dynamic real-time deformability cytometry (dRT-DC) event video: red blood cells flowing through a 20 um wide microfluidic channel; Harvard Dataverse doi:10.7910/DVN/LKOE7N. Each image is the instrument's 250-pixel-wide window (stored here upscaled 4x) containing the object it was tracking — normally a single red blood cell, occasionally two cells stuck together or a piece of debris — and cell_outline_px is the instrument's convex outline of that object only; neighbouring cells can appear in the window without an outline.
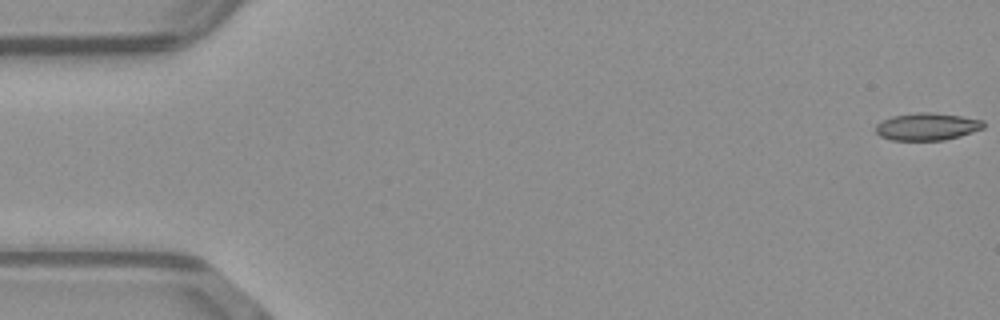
{"species": "common noctule bat (a hibernating species)", "species_latin": "Nyctalus noctula", "temperature_condition": "warm", "stored_images_in_passage": 51, "camera_frame_rate_fps": 3000, "um_per_image_px": 0.085, "animal": {"sex": "male", "body_mass_g": 23.1, "forearm_length_mm": 52.7}, "frame": {"image": 1, "passage_image": 1, "time_ms": 0.0, "image_size_px": [1000, 320], "cell_outline_px": [[984, 128], [960, 136], [944, 140], [892, 140], [880, 136], [876, 132], [876, 124], [892, 116], [916, 112], [928, 112], [960, 116], [984, 120]], "centroid_in_image_um": [78.8, 10.76], "position_along_channel_um": 6.2, "area_um2": 17.11}}
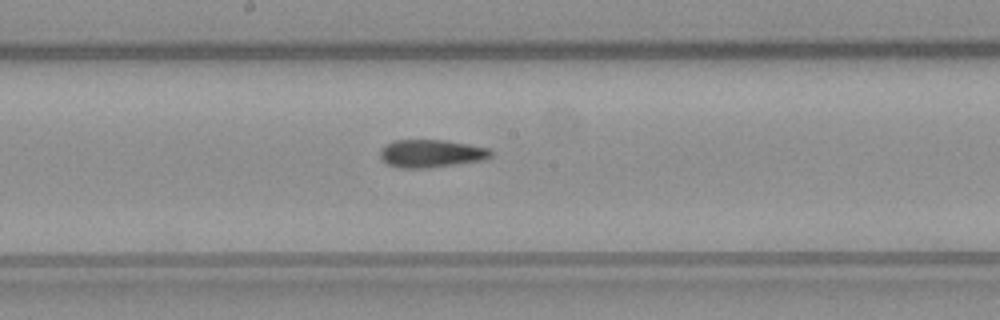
{"frame": {"image": 2, "passage_image": 27, "time_ms": 8.667, "image_size_px": [1000, 320], "cell_outline_px": [[492, 156], [480, 160], [428, 168], [400, 168], [388, 164], [380, 156], [380, 148], [396, 140], [444, 140], [468, 144], [488, 148], [492, 152]], "centroid_in_image_um": [36.63, 13.04], "position_along_channel_um": 211.6, "area_um2": 17.69}}
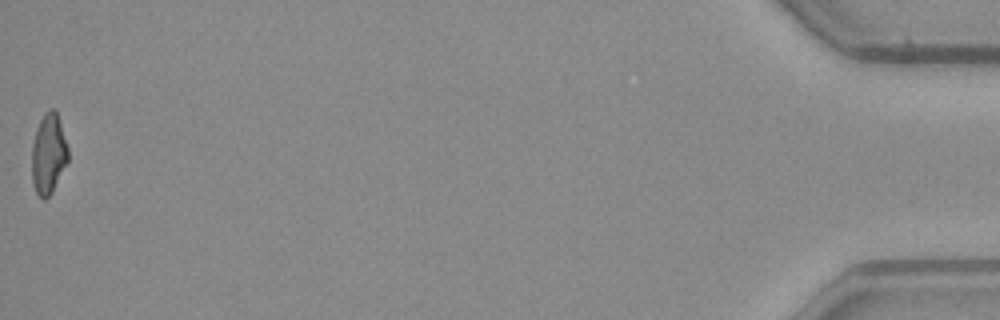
{"frame": {"image": 3, "passage_image": 51, "time_ms": 16.667, "image_size_px": [1000, 320], "cell_outline_px": [[68, 160], [52, 192], [44, 200], [36, 192], [32, 184], [32, 144], [36, 128], [44, 112], [48, 108], [52, 108], [56, 112], [68, 148]], "centroid_in_image_um": [4.1, 13.07], "position_along_channel_um": 431.1, "area_um2": 16.82}, "authors_computed_cell_mechanics": {"area_um2": 17.6868, "velocity_mm_per_s": 4.1019, "shape_relaxation_time_tau1_ms": null, "shape_relaxation_time_tau2_ms": 3.9919, "deformation_change_tau1": null, "deformation_change_tau2": 0.1277}}